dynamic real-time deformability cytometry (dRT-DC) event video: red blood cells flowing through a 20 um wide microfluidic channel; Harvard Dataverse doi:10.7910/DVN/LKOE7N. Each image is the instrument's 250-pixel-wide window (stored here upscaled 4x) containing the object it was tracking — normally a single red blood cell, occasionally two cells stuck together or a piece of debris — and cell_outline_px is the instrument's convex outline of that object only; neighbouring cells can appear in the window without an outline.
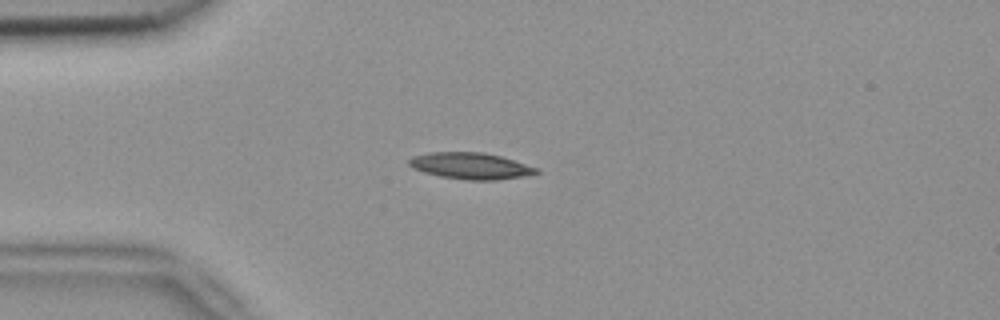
{"species": "common noctule bat (a hibernating species)", "species_latin": "Nyctalus noctula", "temperature_condition": "room temperature", "stored_images_in_passage": 40, "camera_frame_rate_fps": 3000, "um_per_image_px": 0.085, "animal": {"sex": "female", "body_mass_g": 18.4}, "frame": {"image": 1, "passage_image": 1, "time_ms": 0.0, "image_size_px": [1000, 320], "cell_outline_px": [[540, 172], [524, 176], [496, 180], [468, 180], [440, 176], [424, 172], [412, 168], [408, 164], [408, 160], [412, 156], [428, 152], [484, 152], [500, 156], [540, 168]], "centroid_in_image_um": [40.0, 14.09], "position_along_channel_um": 45.0, "area_um2": 19.71}}
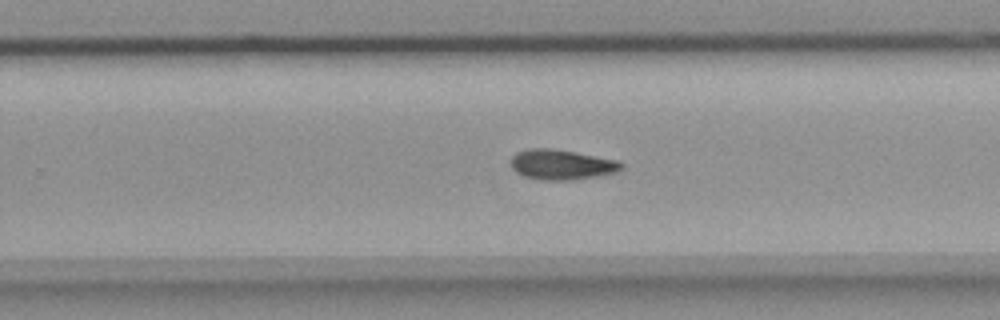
{"frame": {"image": 2, "passage_image": 21, "time_ms": 6.667, "image_size_px": [1000, 320], "cell_outline_px": [[624, 168], [616, 172], [596, 176], [572, 180], [548, 180], [524, 176], [516, 172], [512, 168], [512, 156], [516, 152], [528, 148], [552, 148], [576, 152], [620, 160], [624, 164]], "centroid_in_image_um": [47.77, 13.97], "position_along_channel_um": 282.0, "area_um2": 19.48}}
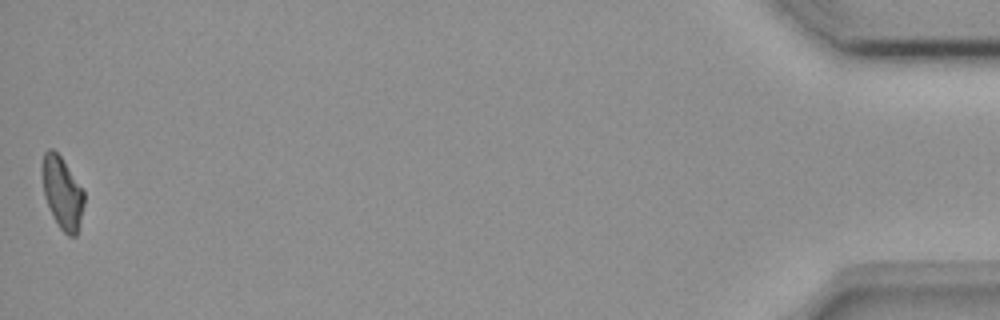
{"frame": {"image": 3, "passage_image": 40, "time_ms": 13.0, "image_size_px": [1000, 320], "cell_outline_px": [[84, 204], [76, 236], [68, 236], [60, 228], [52, 216], [44, 196], [40, 172], [44, 152], [48, 148], [52, 148], [60, 156], [84, 192]], "centroid_in_image_um": [5.25, 16.37], "position_along_channel_um": 430.0, "area_um2": 17.57}, "authors_computed_cell_mechanics": {"area_um2": 18.4671, "velocity_mm_per_s": 3.8388, "shape_relaxation_time_tau1_ms": 6.6702, "shape_relaxation_time_tau2_ms": null, "deformation_change_tau1": 0.1647, "deformation_change_tau2": null}}